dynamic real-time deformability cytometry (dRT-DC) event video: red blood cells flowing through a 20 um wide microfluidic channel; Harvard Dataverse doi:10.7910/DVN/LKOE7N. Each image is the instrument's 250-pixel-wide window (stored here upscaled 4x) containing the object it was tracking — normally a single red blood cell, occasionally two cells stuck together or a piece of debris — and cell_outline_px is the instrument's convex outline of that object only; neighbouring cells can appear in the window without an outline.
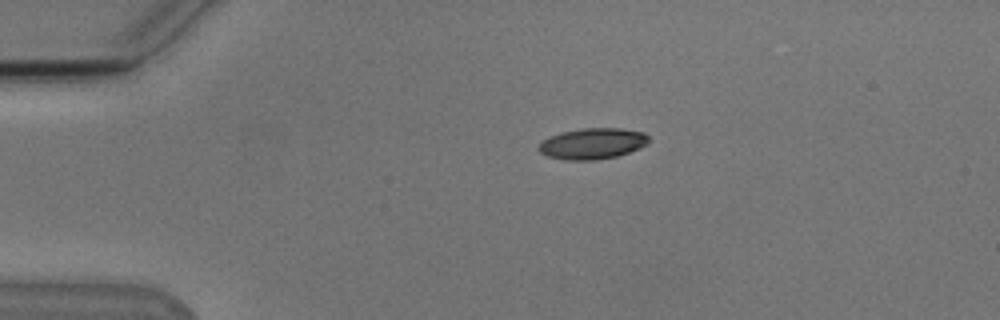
{"species": "Egyptian fruit bat (a non-hibernating species)", "species_latin": "Rousettus aegyptiacus", "temperature_condition": "cold", "stored_images_in_passage": 44, "camera_frame_rate_fps": 3000, "um_per_image_px": 0.085, "animal": {"sex": "male"}, "frame": {"image": 1, "passage_image": 1, "time_ms": 0.0, "image_size_px": [1000, 320], "cell_outline_px": [[648, 144], [628, 152], [616, 156], [592, 160], [564, 160], [548, 156], [540, 152], [536, 148], [548, 136], [560, 132], [580, 128], [620, 128], [644, 132], [648, 136]], "centroid_in_image_um": [50.33, 12.19], "position_along_channel_um": 34.7, "area_um2": 19.88}}
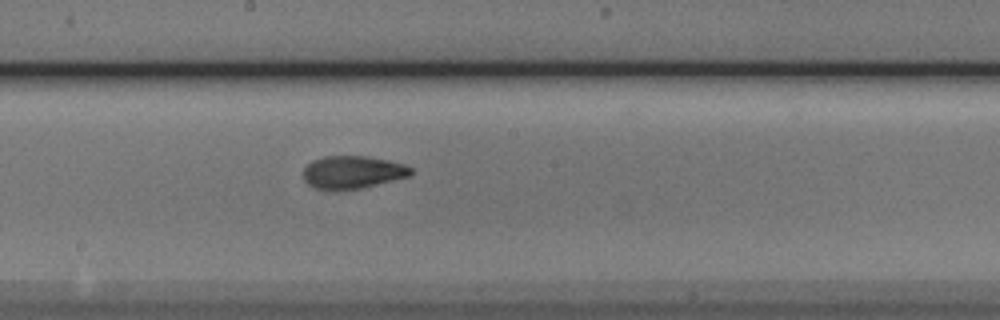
{"frame": {"image": 2, "passage_image": 19, "time_ms": 6.0, "image_size_px": [1000, 320], "cell_outline_px": [[412, 172], [408, 176], [360, 188], [332, 192], [316, 188], [308, 184], [304, 180], [304, 168], [312, 160], [324, 156], [368, 156], [388, 160], [404, 164], [412, 168]], "centroid_in_image_um": [29.92, 14.64], "position_along_channel_um": 218.3, "area_um2": 20.63}}
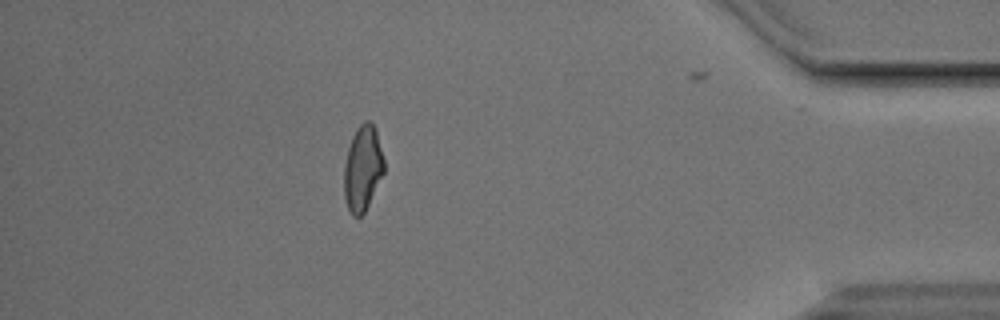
{"frame": {"image": 3, "passage_image": 37, "time_ms": 12.0, "image_size_px": [1000, 320], "cell_outline_px": [[384, 172], [364, 212], [360, 216], [352, 216], [348, 208], [344, 196], [344, 164], [348, 148], [352, 136], [356, 128], [364, 120], [368, 120], [376, 128], [384, 160]], "centroid_in_image_um": [30.82, 14.27], "position_along_channel_um": 404.4, "area_um2": 19.83}, "authors_computed_cell_mechanics": {"area_um2": 20.23, "velocity_mm_per_s": 3.8294, "shape_relaxation_time_tau1_ms": 3.2022, "shape_relaxation_time_tau2_ms": 2.364, "deformation_change_tau1": 0.1853, "deformation_change_tau2": 0.0876}}